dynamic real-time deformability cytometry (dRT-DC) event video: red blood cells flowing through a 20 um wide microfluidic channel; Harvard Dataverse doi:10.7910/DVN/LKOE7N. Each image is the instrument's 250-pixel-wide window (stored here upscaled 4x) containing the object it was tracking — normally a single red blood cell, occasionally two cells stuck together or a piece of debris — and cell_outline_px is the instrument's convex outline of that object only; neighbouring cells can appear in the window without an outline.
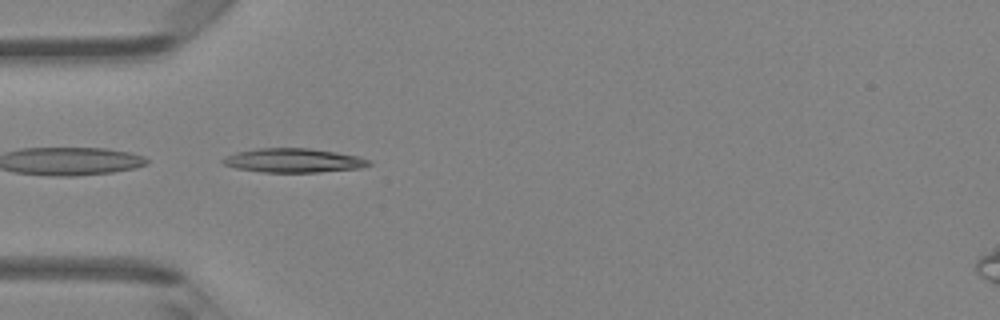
{"species": "Egyptian fruit bat (a non-hibernating species)", "species_latin": "Rousettus aegyptiacus", "temperature_condition": "room temperature", "stored_images_in_passage": 46, "camera_frame_rate_fps": 3000, "um_per_image_px": 0.085, "animal": {"sex": "female"}, "frame": {"image": 1, "passage_image": 14, "time_ms": 4.333, "image_size_px": [1000, 320], "cell_outline_px": [[372, 164], [360, 168], [320, 172], [264, 172], [236, 168], [224, 164], [220, 160], [236, 152], [260, 148], [308, 148], [336, 152], [360, 156], [372, 160]], "centroid_in_image_um": [25.01, 13.64], "position_along_channel_um": 60.0, "area_um2": 20.46}}
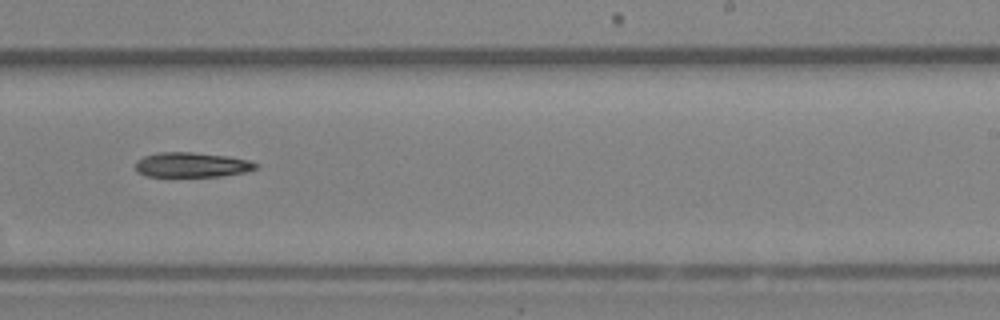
{"frame": {"image": 2, "passage_image": 29, "time_ms": 9.333, "image_size_px": [1000, 320], "cell_outline_px": [[260, 164], [256, 168], [248, 172], [220, 176], [148, 176], [136, 172], [136, 160], [144, 156], [160, 152], [192, 152], [224, 156], [248, 160]], "centroid_in_image_um": [16.3, 14.01], "position_along_channel_um": 272.7, "area_um2": 17.34}}
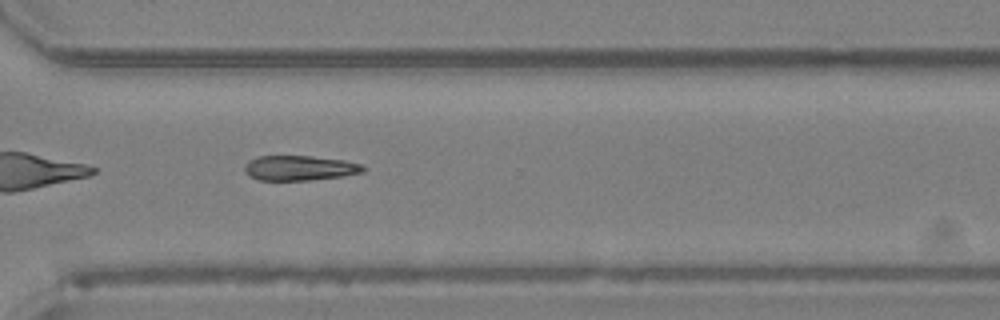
{"frame": {"image": 3, "passage_image": 34, "time_ms": 11.0, "image_size_px": [1000, 320], "cell_outline_px": [[368, 168], [364, 172], [344, 176], [308, 180], [260, 180], [248, 176], [244, 168], [244, 164], [248, 160], [256, 156], [312, 156], [344, 160], [360, 164]], "centroid_in_image_um": [25.46, 14.28], "position_along_channel_um": 345.1, "area_um2": 17.4}, "authors_computed_cell_mechanics": {"area_um2": 18.207, "velocity_mm_per_s": 4.33, "shape_relaxation_time_tau1_ms": 6.4271, "shape_relaxation_time_tau2_ms": null, "deformation_change_tau1": 0.1084, "deformation_change_tau2": null}}